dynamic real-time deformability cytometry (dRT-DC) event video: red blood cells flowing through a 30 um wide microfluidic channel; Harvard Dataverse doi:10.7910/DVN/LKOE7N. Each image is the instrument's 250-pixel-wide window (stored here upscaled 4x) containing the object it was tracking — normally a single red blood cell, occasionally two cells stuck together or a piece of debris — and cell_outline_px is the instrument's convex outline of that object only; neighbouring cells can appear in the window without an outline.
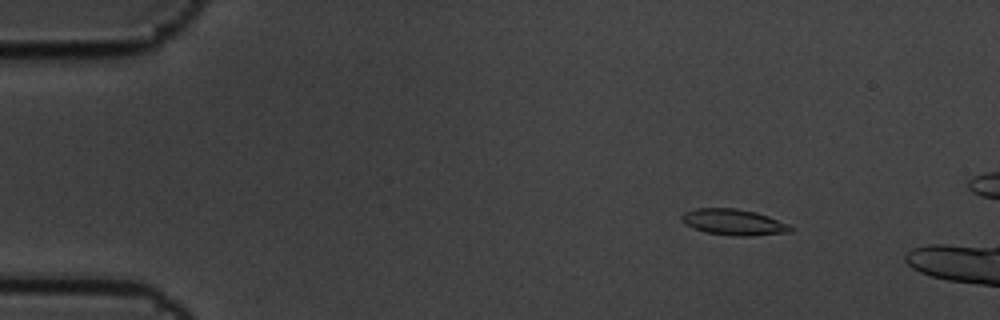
{"species": "common noctule bat (a hibernating species)", "species_latin": "Nyctalus noctula", "temperature_condition": "cold", "stored_images_in_passage": 4, "camera_frame_rate_fps": 3000, "um_per_image_px": 0.085, "animal": {"sex": "male", "body_mass_g": 19.5, "forearm_length_mm": 54.6}, "frame": {"image": 1, "passage_image": 2, "time_ms": 0.333, "image_size_px": [1000, 320], "cell_outline_px": [[796, 228], [792, 232], [752, 236], [732, 236], [704, 232], [692, 228], [680, 220], [680, 216], [684, 212], [696, 208], [736, 208], [756, 212], [768, 216], [788, 224]], "centroid_in_image_um": [62.36, 18.89], "position_along_channel_um": 22.6, "area_um2": 16.82}}